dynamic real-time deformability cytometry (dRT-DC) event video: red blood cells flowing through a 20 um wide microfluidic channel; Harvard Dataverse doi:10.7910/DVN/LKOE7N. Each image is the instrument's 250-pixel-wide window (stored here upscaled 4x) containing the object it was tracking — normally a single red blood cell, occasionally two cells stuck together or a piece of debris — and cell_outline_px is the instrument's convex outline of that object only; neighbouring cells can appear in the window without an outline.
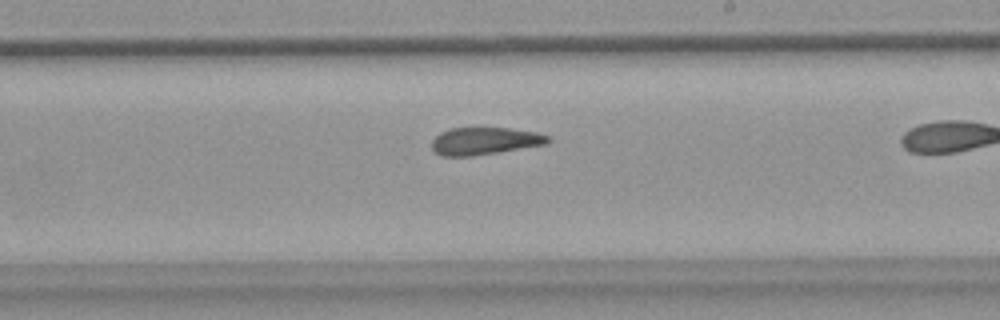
{"species": "common noctule bat (a hibernating species)", "species_latin": "Nyctalus noctula", "temperature_condition": "warm", "stored_images_in_passage": 36, "camera_frame_rate_fps": 3000, "um_per_image_px": 0.085, "animal": {"sex": "female", "body_mass_g": 18.4}, "frame": {"image": 1, "passage_image": 26, "time_ms": 8.333, "image_size_px": [1000, 320], "cell_outline_px": [[552, 140], [548, 144], [472, 156], [440, 156], [432, 148], [432, 140], [440, 132], [448, 128], [508, 128], [536, 132], [548, 136]], "centroid_in_image_um": [41.19, 11.98], "position_along_channel_um": 247.8, "area_um2": 18.55}}